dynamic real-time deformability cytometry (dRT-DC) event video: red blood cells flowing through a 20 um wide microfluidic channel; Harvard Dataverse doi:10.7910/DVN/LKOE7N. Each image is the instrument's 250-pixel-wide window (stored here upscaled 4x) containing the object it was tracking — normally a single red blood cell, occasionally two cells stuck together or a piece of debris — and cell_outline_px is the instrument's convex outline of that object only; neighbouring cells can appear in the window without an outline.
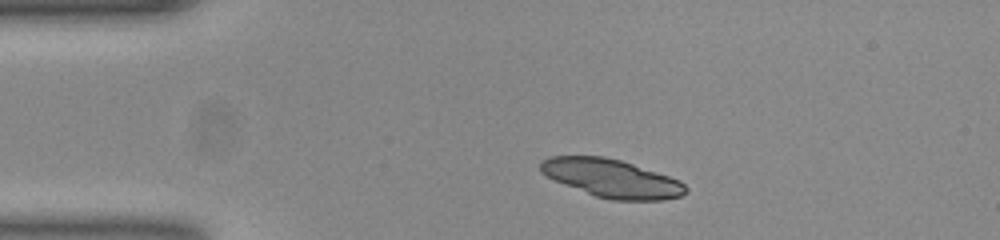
{"species": "common noctule bat (a hibernating species)", "species_latin": "Nyctalus noctula", "temperature_condition": "room temperature", "stored_images_in_passage": 43, "camera_frame_rate_fps": 3000, "um_per_image_px": 0.085, "animal": {"sex": "female", "body_mass_g": 23.0, "forearm_length_mm": 53.4}, "frame": {"image": 1, "passage_image": 1, "time_ms": 0.0, "image_size_px": [1000, 240], "cell_outline_px": [[688, 192], [680, 196], [660, 200], [612, 200], [596, 196], [556, 180], [540, 172], [540, 160], [548, 156], [604, 156], [620, 160], [680, 180], [688, 188]], "centroid_in_image_um": [51.99, 15.15], "position_along_channel_um": 33.0, "area_um2": 31.91}}